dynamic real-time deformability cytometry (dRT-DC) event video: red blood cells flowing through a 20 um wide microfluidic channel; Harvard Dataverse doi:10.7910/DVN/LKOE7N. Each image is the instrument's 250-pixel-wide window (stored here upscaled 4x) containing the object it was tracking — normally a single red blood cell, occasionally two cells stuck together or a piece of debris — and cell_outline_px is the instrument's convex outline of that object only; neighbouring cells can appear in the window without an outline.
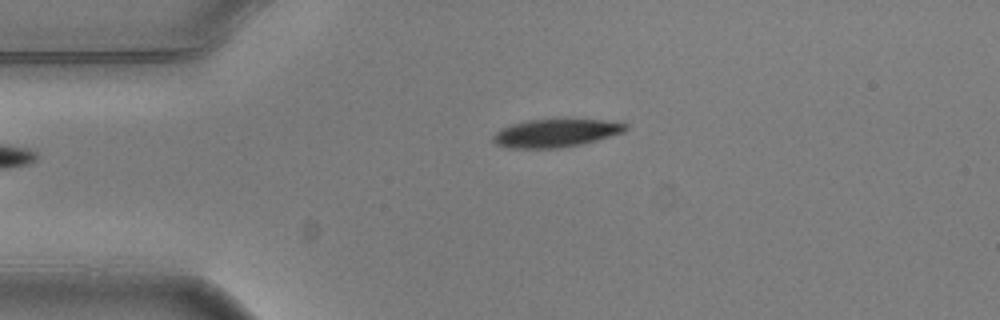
{"species": "common noctule bat (a hibernating species)", "species_latin": "Nyctalus noctula", "temperature_condition": "warm", "stored_images_in_passage": 4, "camera_frame_rate_fps": 3000, "um_per_image_px": 0.085, "animal": {"sex": "male", "body_mass_g": 20.5, "forearm_length_mm": 52.5}, "frame": {"image": 1, "passage_image": 4, "time_ms": 1.0, "image_size_px": [1000, 320], "cell_outline_px": [[628, 128], [624, 132], [596, 140], [580, 144], [560, 148], [508, 148], [496, 144], [492, 140], [492, 136], [496, 132], [512, 124], [528, 120], [624, 120], [628, 124]], "centroid_in_image_um": [47.3, 11.31], "position_along_channel_um": 37.7, "area_um2": 21.62}}